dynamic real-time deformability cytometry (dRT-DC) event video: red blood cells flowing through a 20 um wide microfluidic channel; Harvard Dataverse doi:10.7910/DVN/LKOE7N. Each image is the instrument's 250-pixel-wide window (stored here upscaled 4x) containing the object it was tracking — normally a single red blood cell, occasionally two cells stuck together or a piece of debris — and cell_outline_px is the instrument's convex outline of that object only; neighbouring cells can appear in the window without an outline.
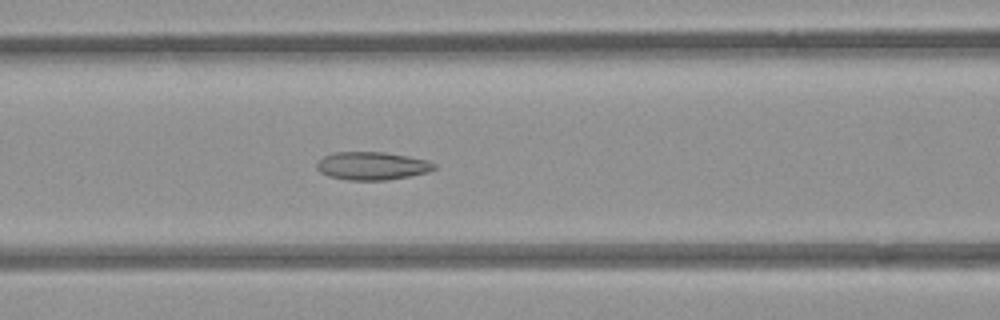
{"species": "common noctule bat (a hibernating species)", "species_latin": "Nyctalus noctula", "temperature_condition": "room temperature", "stored_images_in_passage": 49, "camera_frame_rate_fps": 3000, "um_per_image_px": 0.085, "animal": {"sex": "female", "body_mass_g": 21.9}, "frame": {"image": 1, "passage_image": 19, "time_ms": 6.0, "image_size_px": [1000, 320], "cell_outline_px": [[436, 168], [428, 172], [412, 176], [388, 180], [348, 180], [328, 176], [320, 172], [316, 168], [316, 160], [332, 152], [384, 152], [408, 156], [428, 160], [436, 164]], "centroid_in_image_um": [31.61, 14.1], "position_along_channel_um": 135.0, "area_um2": 19.48}}
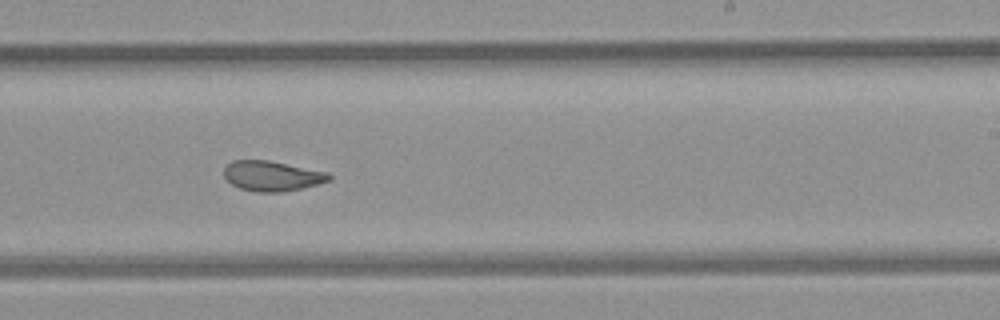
{"frame": {"image": 2, "passage_image": 29, "time_ms": 9.333, "image_size_px": [1000, 320], "cell_outline_px": [[332, 180], [300, 188], [280, 192], [260, 192], [240, 188], [232, 184], [224, 176], [224, 168], [232, 160], [268, 160], [328, 172], [332, 176]], "centroid_in_image_um": [23.13, 14.94], "position_along_channel_um": 265.9, "area_um2": 18.26}}
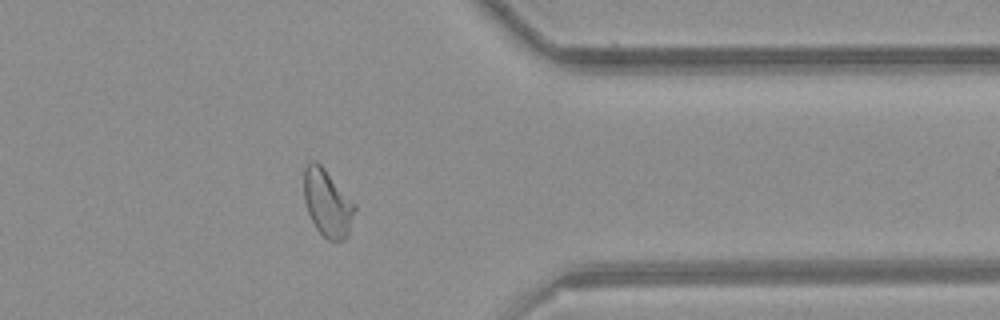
{"frame": {"image": 3, "passage_image": 39, "time_ms": 12.667, "image_size_px": [1000, 320], "cell_outline_px": [[356, 208], [348, 236], [344, 240], [328, 240], [316, 228], [308, 212], [304, 200], [304, 164], [308, 160], [316, 160], [324, 168], [356, 204]], "centroid_in_image_um": [27.82, 17.22], "position_along_channel_um": 383.6, "area_um2": 20.0}, "authors_computed_cell_mechanics": {"area_um2": 20.23, "velocity_mm_per_s": 3.9375, "shape_relaxation_time_tau1_ms": null, "shape_relaxation_time_tau2_ms": 2.0324, "deformation_change_tau1": null, "deformation_change_tau2": 0.071}}